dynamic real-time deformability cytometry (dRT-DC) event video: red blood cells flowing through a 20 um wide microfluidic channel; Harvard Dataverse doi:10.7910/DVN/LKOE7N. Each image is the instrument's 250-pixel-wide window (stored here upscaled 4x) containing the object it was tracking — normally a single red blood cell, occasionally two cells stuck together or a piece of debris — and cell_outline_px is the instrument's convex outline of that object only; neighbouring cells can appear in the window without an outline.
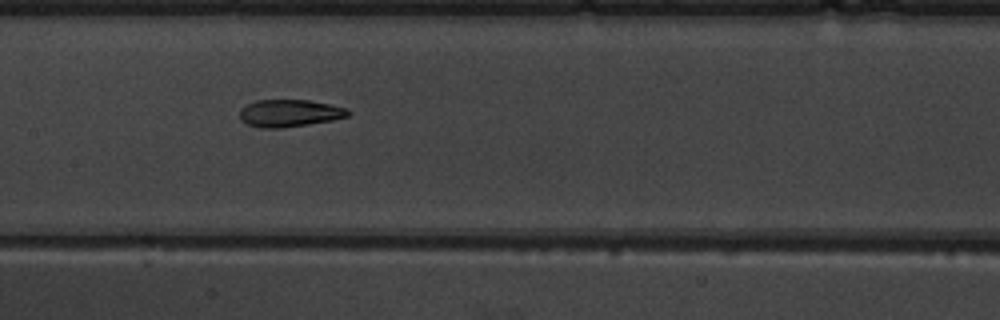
{"species": "common noctule bat (a hibernating species)", "species_latin": "Nyctalus noctula", "temperature_condition": "warm", "stored_images_in_passage": 11, "camera_frame_rate_fps": 3000, "um_per_image_px": 0.085, "animal": {"sex": "male", "body_mass_g": 19.5, "forearm_length_mm": 54.6}, "frame": {"image": 1, "passage_image": 8, "time_ms": 9.0, "image_size_px": [1000, 320], "cell_outline_px": [[352, 112], [348, 116], [332, 120], [308, 124], [280, 128], [260, 128], [248, 124], [240, 120], [240, 108], [256, 100], [308, 100], [332, 104], [348, 108]], "centroid_in_image_um": [24.63, 9.61], "position_along_channel_um": 182.8, "area_um2": 17.34}}
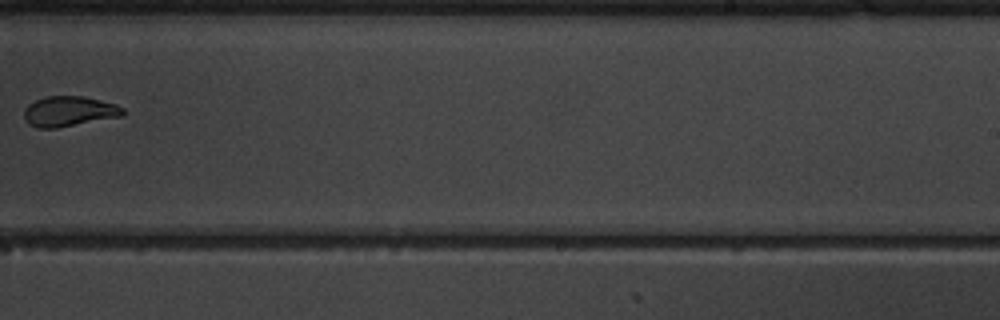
{"frame": {"image": 2, "passage_image": 10, "time_ms": 11.667, "image_size_px": [1000, 320], "cell_outline_px": [[124, 116], [56, 128], [40, 128], [28, 124], [24, 120], [24, 112], [28, 104], [36, 100], [48, 96], [84, 96], [116, 104], [124, 108]], "centroid_in_image_um": [5.88, 9.47], "position_along_channel_um": 283.1, "area_um2": 17.46}}